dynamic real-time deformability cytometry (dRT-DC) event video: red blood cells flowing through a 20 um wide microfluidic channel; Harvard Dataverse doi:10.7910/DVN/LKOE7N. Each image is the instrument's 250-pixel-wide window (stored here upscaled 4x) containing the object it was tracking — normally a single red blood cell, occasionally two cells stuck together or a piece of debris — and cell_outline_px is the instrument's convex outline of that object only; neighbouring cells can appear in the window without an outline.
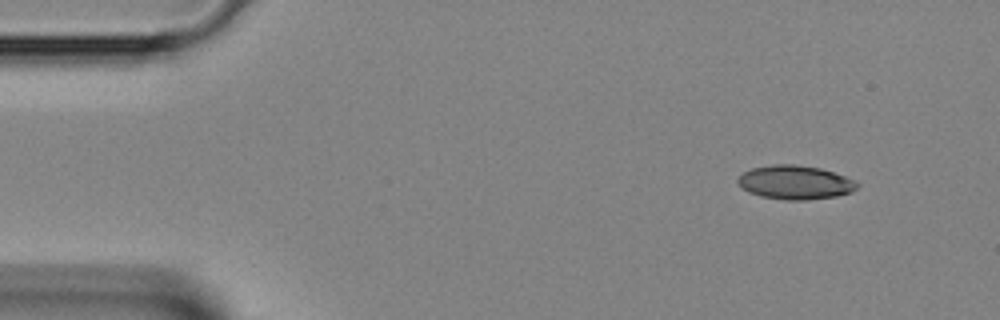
{"species": "Egyptian fruit bat (a non-hibernating species)", "species_latin": "Rousettus aegyptiacus", "temperature_condition": "room temperature", "stored_images_in_passage": 10, "camera_frame_rate_fps": 3000, "um_per_image_px": 0.085, "animal": {"sex": "female"}, "frame": {"image": 1, "passage_image": 1, "time_ms": 0.0, "image_size_px": [1000, 320], "cell_outline_px": [[860, 184], [852, 192], [836, 196], [808, 200], [784, 200], [760, 196], [748, 192], [736, 180], [744, 172], [752, 168], [772, 164], [796, 164], [820, 168], [856, 180]], "centroid_in_image_um": [67.61, 15.5], "position_along_channel_um": 17.4, "area_um2": 23.58}}
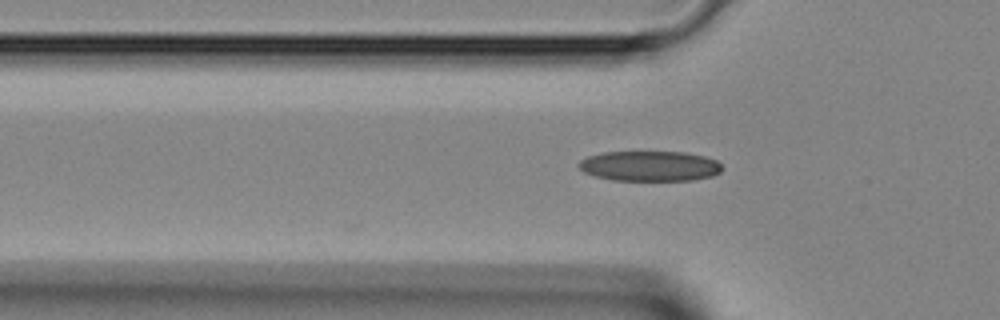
{"frame": {"image": 2, "passage_image": 10, "time_ms": 3.0, "image_size_px": [1000, 320], "cell_outline_px": [[724, 168], [720, 172], [712, 176], [692, 180], [612, 180], [596, 176], [584, 172], [576, 164], [580, 160], [588, 156], [604, 152], [684, 152], [704, 156], [716, 160]], "centroid_in_image_um": [55.23, 14.11], "position_along_channel_um": 70.6, "area_um2": 25.2}}